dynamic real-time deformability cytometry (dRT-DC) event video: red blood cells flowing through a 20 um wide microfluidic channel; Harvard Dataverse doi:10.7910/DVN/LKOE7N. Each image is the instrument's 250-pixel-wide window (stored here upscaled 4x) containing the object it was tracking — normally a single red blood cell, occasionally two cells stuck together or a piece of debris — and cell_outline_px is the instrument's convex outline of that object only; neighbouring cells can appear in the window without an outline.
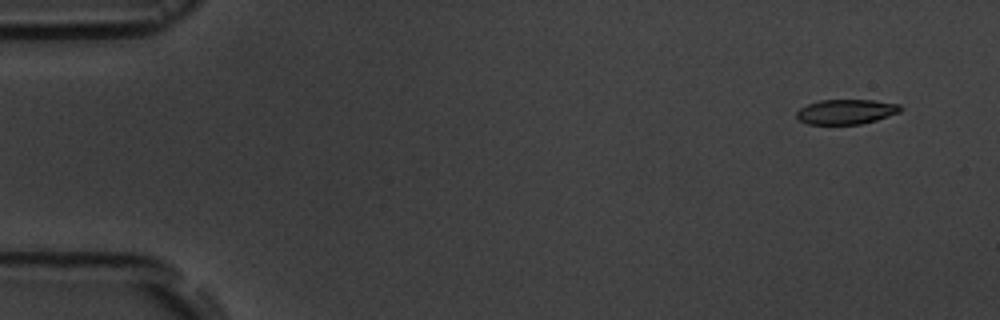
{"species": "common noctule bat (a hibernating species)", "species_latin": "Nyctalus noctula", "temperature_condition": "room temperature", "stored_images_in_passage": 9, "camera_frame_rate_fps": 3000, "um_per_image_px": 0.085, "animal": {"sex": "male", "body_mass_g": 19.5, "forearm_length_mm": 54.6}, "frame": {"image": 1, "passage_image": 1, "time_ms": 0.0, "image_size_px": [1000, 320], "cell_outline_px": [[904, 108], [900, 112], [876, 120], [860, 124], [808, 124], [800, 120], [796, 116], [796, 112], [800, 108], [808, 104], [820, 100], [872, 100], [900, 104]], "centroid_in_image_um": [71.94, 9.49], "position_along_channel_um": 13.1, "area_um2": 15.03}}
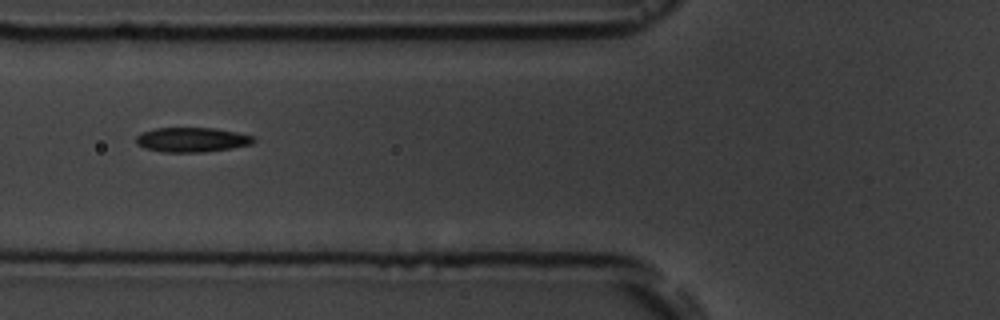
{"frame": {"image": 2, "passage_image": 6, "time_ms": 6.0, "image_size_px": [1000, 320], "cell_outline_px": [[256, 140], [252, 144], [232, 148], [204, 152], [164, 152], [144, 148], [136, 144], [136, 136], [140, 132], [156, 128], [216, 128], [236, 132], [252, 136]], "centroid_in_image_um": [16.29, 11.88], "position_along_channel_um": 109.5, "area_um2": 16.94}}
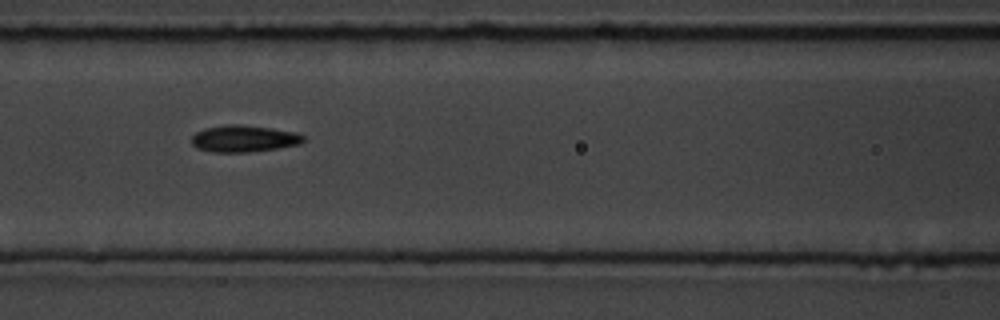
{"frame": {"image": 3, "passage_image": 7, "time_ms": 7.0, "image_size_px": [1000, 320], "cell_outline_px": [[304, 140], [300, 144], [280, 148], [248, 152], [212, 152], [196, 148], [192, 144], [192, 136], [196, 132], [204, 128], [228, 124], [240, 124], [272, 128], [296, 132], [304, 136]], "centroid_in_image_um": [20.73, 11.78], "position_along_channel_um": 145.9, "area_um2": 17.57}}